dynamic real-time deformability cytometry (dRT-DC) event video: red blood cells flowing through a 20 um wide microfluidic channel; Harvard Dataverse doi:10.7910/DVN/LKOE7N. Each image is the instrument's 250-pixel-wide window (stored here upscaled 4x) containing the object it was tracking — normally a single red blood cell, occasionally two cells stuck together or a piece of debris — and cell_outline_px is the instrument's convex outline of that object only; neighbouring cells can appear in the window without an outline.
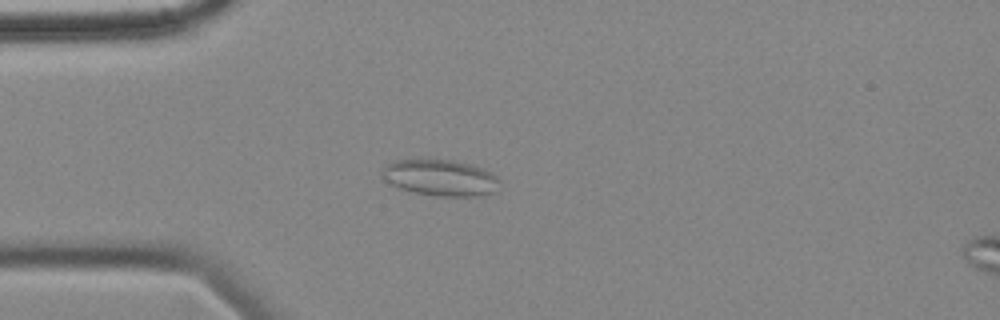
{"species": "common noctule bat (a hibernating species)", "species_latin": "Nyctalus noctula", "temperature_condition": "cold", "stored_images_in_passage": 58, "camera_frame_rate_fps": 3000, "um_per_image_px": 0.085, "animal": {"sex": "female", "body_mass_g": 18.4}, "frame": {"image": 1, "passage_image": 15, "time_ms": 4.667, "image_size_px": [1000, 320], "cell_outline_px": [[500, 180], [496, 192], [476, 196], [436, 196], [412, 192], [400, 188], [384, 180], [380, 176], [380, 172], [388, 164], [396, 160], [416, 156], [428, 156], [452, 160], [472, 164], [484, 168], [496, 176]], "centroid_in_image_um": [37.39, 15.05], "position_along_channel_um": 47.6, "area_um2": 25.89}}
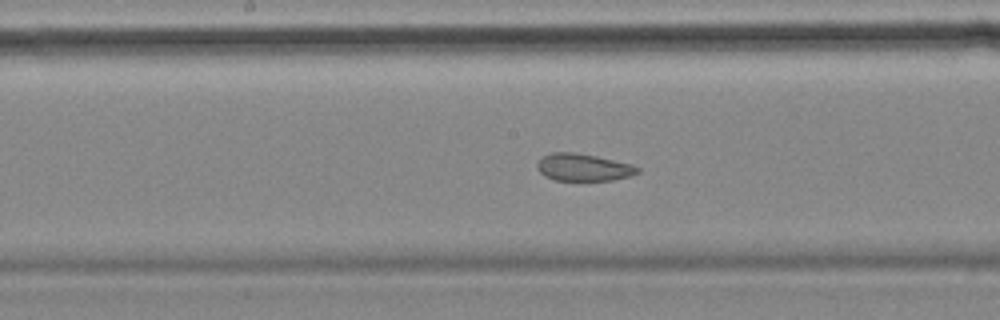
{"frame": {"image": 2, "passage_image": 29, "time_ms": 9.333, "image_size_px": [1000, 320], "cell_outline_px": [[640, 172], [628, 176], [612, 180], [556, 180], [544, 176], [536, 168], [536, 164], [544, 156], [552, 152], [576, 152], [596, 156], [632, 164], [640, 168]], "centroid_in_image_um": [49.58, 14.22], "position_along_channel_um": 198.6, "area_um2": 15.9}}
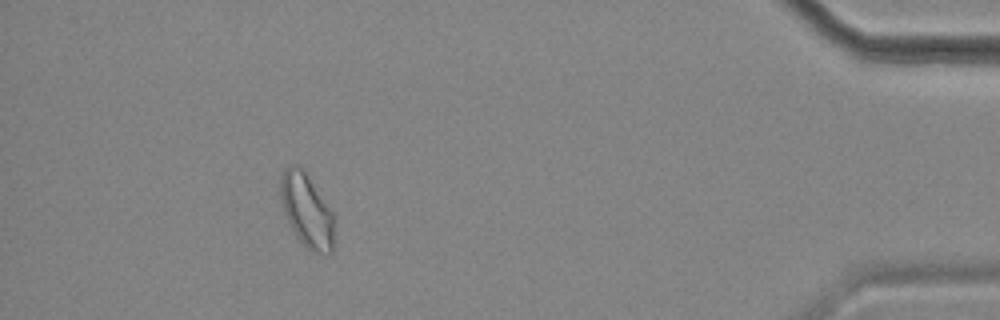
{"frame": {"image": 3, "passage_image": 52, "time_ms": 17.0, "image_size_px": [1000, 320], "cell_outline_px": [[336, 216], [332, 252], [328, 256], [312, 252], [296, 236], [284, 212], [280, 196], [280, 180], [284, 168], [292, 164], [296, 164], [304, 168]], "centroid_in_image_um": [26.12, 17.88], "position_along_channel_um": 409.1, "area_um2": 23.64}}